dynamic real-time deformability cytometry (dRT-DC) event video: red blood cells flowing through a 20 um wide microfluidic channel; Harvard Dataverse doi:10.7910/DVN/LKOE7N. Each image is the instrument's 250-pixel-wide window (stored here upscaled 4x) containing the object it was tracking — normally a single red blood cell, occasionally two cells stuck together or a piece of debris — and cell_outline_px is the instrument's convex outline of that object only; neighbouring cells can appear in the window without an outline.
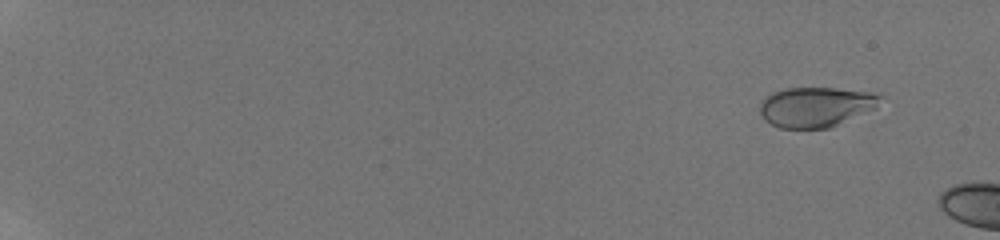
{"species": "human", "species_latin": "Homo sapiens", "temperature_condition": "room temperature", "stored_images_in_passage": 9, "camera_frame_rate_fps": 3000, "um_per_image_px": 0.085, "donor": {"sex": "male"}, "frame": {"image": 1, "passage_image": 4, "time_ms": 1.333, "image_size_px": [1000, 240], "cell_outline_px": [[884, 96], [876, 108], [832, 128], [780, 128], [764, 120], [760, 112], [760, 104], [772, 92], [788, 88], [836, 88], [880, 92]], "centroid_in_image_um": [69.44, 9.08], "position_along_channel_um": 15.6, "area_um2": 28.44}}